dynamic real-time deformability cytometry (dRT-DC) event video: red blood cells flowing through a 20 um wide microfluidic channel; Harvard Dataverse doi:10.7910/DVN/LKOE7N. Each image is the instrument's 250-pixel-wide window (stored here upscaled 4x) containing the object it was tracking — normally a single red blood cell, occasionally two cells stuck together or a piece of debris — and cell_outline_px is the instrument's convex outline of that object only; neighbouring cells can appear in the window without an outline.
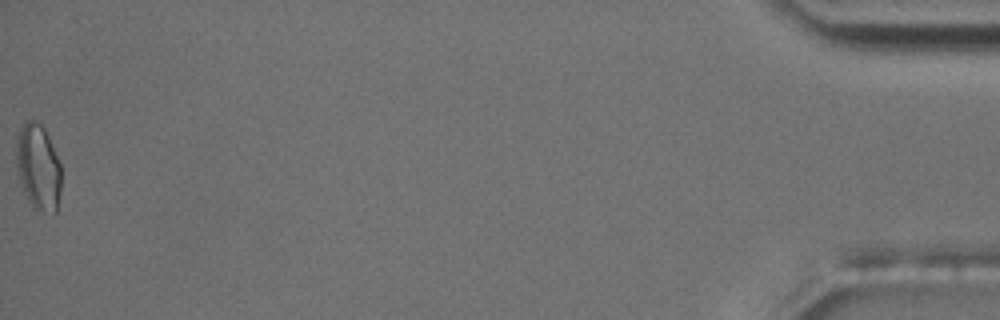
{"species": "common noctule bat (a hibernating species)", "species_latin": "Nyctalus noctula", "temperature_condition": "room temperature", "stored_images_in_passage": 57, "camera_frame_rate_fps": 3000, "um_per_image_px": 0.085, "animal": {"sex": "male", "body_mass_g": 17.5, "forearm_length_mm": 52.3}, "frame": {"image": 1, "passage_image": 57, "time_ms": 18.667, "image_size_px": [1000, 320], "cell_outline_px": [[60, 188], [56, 212], [36, 208], [32, 204], [24, 188], [16, 164], [16, 136], [24, 120], [40, 120], [48, 136], [60, 164]], "centroid_in_image_um": [3.24, 14.07], "position_along_channel_um": 432.0, "area_um2": 21.91}, "authors_computed_cell_mechanics": {"area_um2": 17.1666, "velocity_mm_per_s": 3.6255, "shape_relaxation_time_tau1_ms": null, "shape_relaxation_time_tau2_ms": 1.6766, "deformation_change_tau1": null, "deformation_change_tau2": 0.054}}